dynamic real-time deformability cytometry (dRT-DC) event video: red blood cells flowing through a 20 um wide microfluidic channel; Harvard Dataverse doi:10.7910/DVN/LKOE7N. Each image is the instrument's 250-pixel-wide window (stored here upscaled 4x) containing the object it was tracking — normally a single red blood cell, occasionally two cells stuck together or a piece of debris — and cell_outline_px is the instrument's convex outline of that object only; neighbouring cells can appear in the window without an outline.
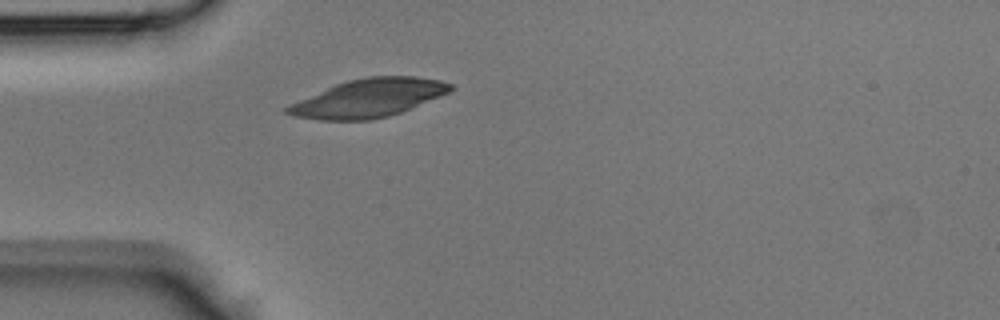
{"species": "Egyptian fruit bat (a non-hibernating species)", "species_latin": "Rousettus aegyptiacus", "temperature_condition": "room temperature", "stored_images_in_passage": 21, "camera_frame_rate_fps": 3000, "um_per_image_px": 0.085, "animal": {"sex": "male"}, "frame": {"image": 1, "passage_image": 2, "time_ms": 0.333, "image_size_px": [1000, 320], "cell_outline_px": [[456, 88], [440, 96], [400, 112], [388, 116], [368, 120], [320, 120], [296, 116], [284, 112], [284, 108], [300, 100], [336, 84], [348, 80], [368, 76], [416, 76], [440, 80], [452, 84]], "centroid_in_image_um": [31.37, 8.33], "position_along_channel_um": 53.6, "area_um2": 35.78}}
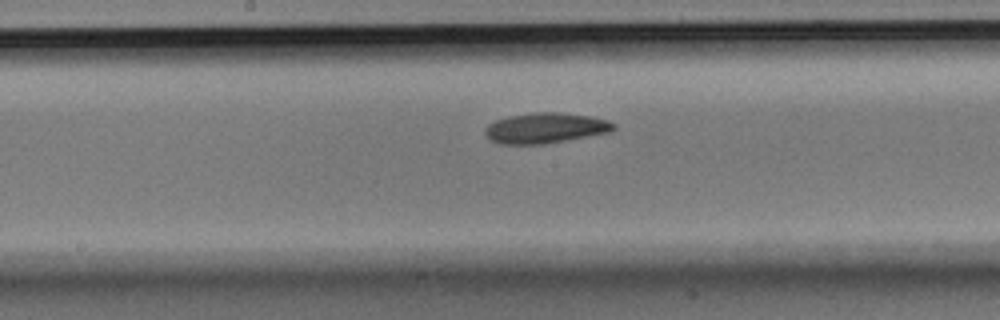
{"frame": {"image": 2, "passage_image": 9, "time_ms": 2.667, "image_size_px": [1000, 320], "cell_outline_px": [[616, 128], [608, 132], [544, 144], [500, 144], [492, 140], [484, 132], [488, 124], [496, 120], [508, 116], [536, 112], [560, 112], [592, 116], [608, 120], [616, 124]], "centroid_in_image_um": [46.37, 10.87], "position_along_channel_um": 201.8, "area_um2": 22.66}}
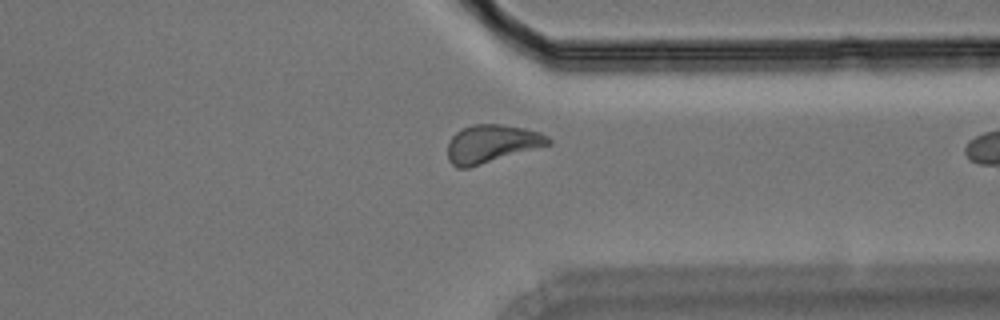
{"frame": {"image": 3, "passage_image": 20, "time_ms": 6.333, "image_size_px": [1000, 320], "cell_outline_px": [[552, 144], [468, 168], [456, 168], [448, 160], [448, 140], [456, 132], [472, 124], [500, 124], [524, 128], [540, 132], [548, 136], [552, 140]], "centroid_in_image_um": [41.79, 12.22], "position_along_channel_um": 369.6, "area_um2": 22.37}}